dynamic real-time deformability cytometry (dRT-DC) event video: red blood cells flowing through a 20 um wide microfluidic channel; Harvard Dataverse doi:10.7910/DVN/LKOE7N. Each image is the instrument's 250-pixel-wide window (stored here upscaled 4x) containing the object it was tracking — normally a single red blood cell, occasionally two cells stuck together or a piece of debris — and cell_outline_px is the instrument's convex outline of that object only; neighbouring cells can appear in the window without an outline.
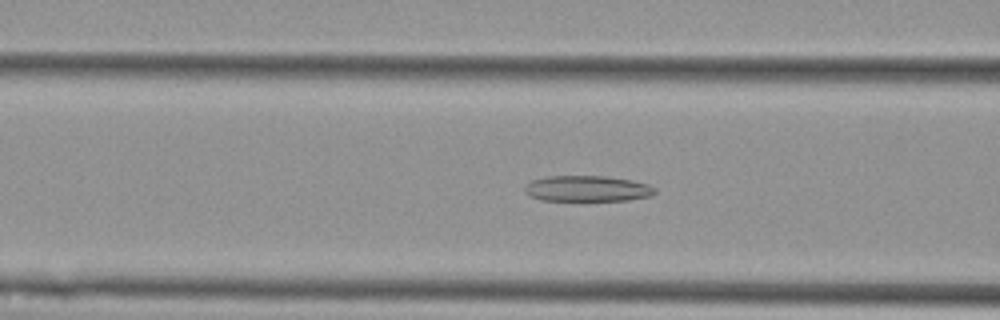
{"species": "Egyptian fruit bat (a non-hibernating species)", "species_latin": "Rousettus aegyptiacus", "temperature_condition": "cold", "stored_images_in_passage": 56, "camera_frame_rate_fps": 3000, "um_per_image_px": 0.085, "animal": {"sex": "female"}, "frame": {"image": 1, "passage_image": 22, "time_ms": 7.0, "image_size_px": [1000, 320], "cell_outline_px": [[656, 192], [652, 196], [628, 200], [540, 200], [528, 196], [524, 192], [524, 188], [532, 180], [548, 176], [604, 176], [632, 180], [648, 184], [656, 188]], "centroid_in_image_um": [49.92, 16.03], "position_along_channel_um": 116.7, "area_um2": 19.65}}
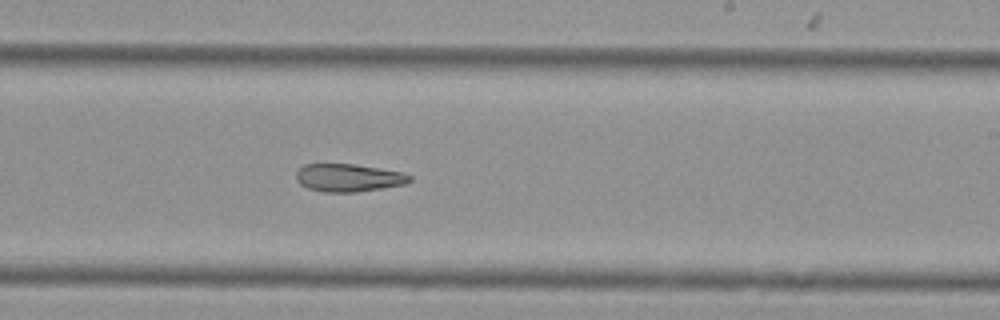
{"frame": {"image": 2, "passage_image": 34, "time_ms": 11.0, "image_size_px": [1000, 320], "cell_outline_px": [[412, 180], [404, 184], [356, 192], [324, 192], [308, 188], [300, 184], [296, 180], [296, 172], [304, 164], [356, 164], [404, 172], [412, 176]], "centroid_in_image_um": [29.62, 15.1], "position_along_channel_um": 259.4, "area_um2": 18.44}}
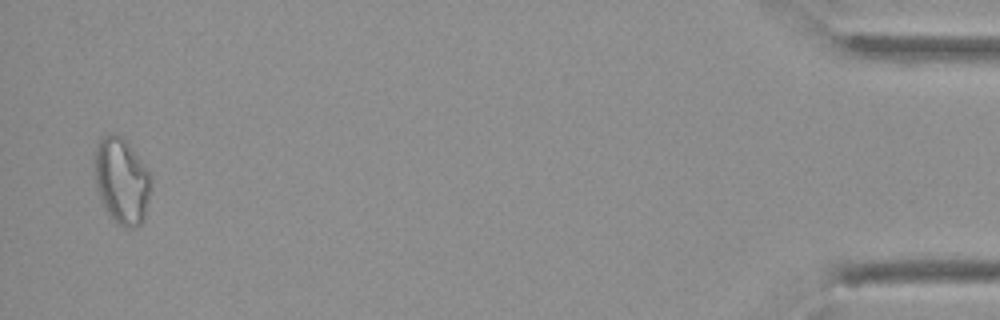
{"frame": {"image": 3, "passage_image": 55, "time_ms": 18.0, "image_size_px": [1000, 320], "cell_outline_px": [[152, 188], [144, 220], [140, 224], [132, 228], [124, 228], [104, 208], [100, 200], [96, 188], [92, 164], [92, 156], [96, 144], [100, 136], [108, 132], [112, 132], [120, 136], [128, 144], [148, 168], [152, 176]], "centroid_in_image_um": [10.32, 15.32], "position_along_channel_um": 424.9, "area_um2": 29.25}, "authors_computed_cell_mechanics": {"area_um2": 23.0044, "velocity_mm_per_s": 3.5783, "shape_relaxation_time_tau1_ms": null, "shape_relaxation_time_tau2_ms": 11.2588, "deformation_change_tau1": null, "deformation_change_tau2": 0.2313}}